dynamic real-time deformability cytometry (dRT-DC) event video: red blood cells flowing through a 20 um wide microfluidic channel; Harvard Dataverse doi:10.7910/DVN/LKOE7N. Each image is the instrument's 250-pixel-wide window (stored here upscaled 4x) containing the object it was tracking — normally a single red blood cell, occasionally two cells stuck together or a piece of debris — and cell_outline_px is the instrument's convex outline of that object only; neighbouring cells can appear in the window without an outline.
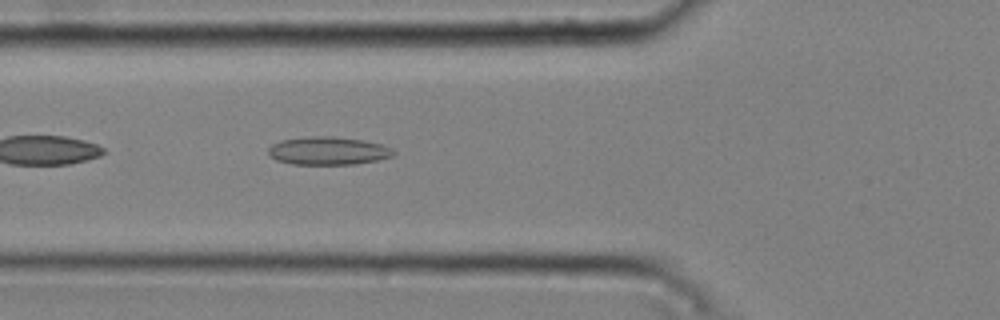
{"species": "common noctule bat (a hibernating species)", "species_latin": "Nyctalus noctula", "temperature_condition": "cold", "stored_images_in_passage": 34, "camera_frame_rate_fps": 3000, "um_per_image_px": 0.085, "animal": {"sex": "male", "body_mass_g": 20.4}, "frame": {"image": 1, "passage_image": 4, "time_ms": 1.0, "image_size_px": [1000, 320], "cell_outline_px": [[396, 152], [392, 156], [380, 160], [356, 164], [292, 164], [276, 160], [268, 152], [268, 148], [272, 144], [280, 140], [312, 136], [332, 136], [364, 140], [380, 144], [392, 148]], "centroid_in_image_um": [27.91, 12.82], "position_along_channel_um": 97.9, "area_um2": 20.52}}
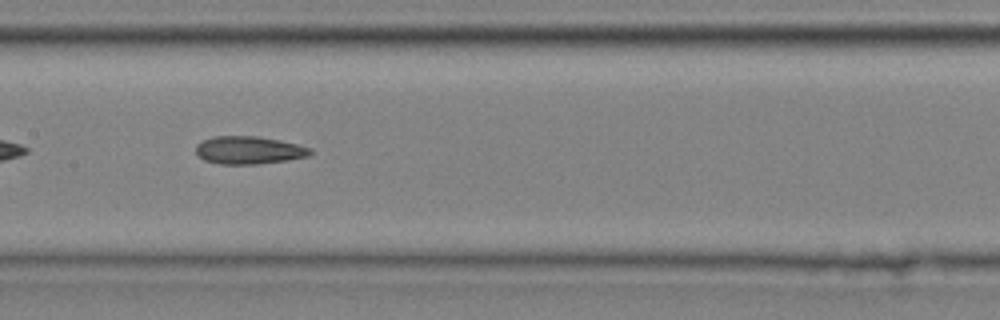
{"frame": {"image": 2, "passage_image": 11, "time_ms": 3.333, "image_size_px": [1000, 320], "cell_outline_px": [[312, 152], [308, 156], [288, 160], [256, 164], [220, 164], [204, 160], [196, 156], [196, 144], [212, 136], [256, 136], [280, 140], [312, 148]], "centroid_in_image_um": [21.13, 12.76], "position_along_channel_um": 186.3, "area_um2": 18.61}}
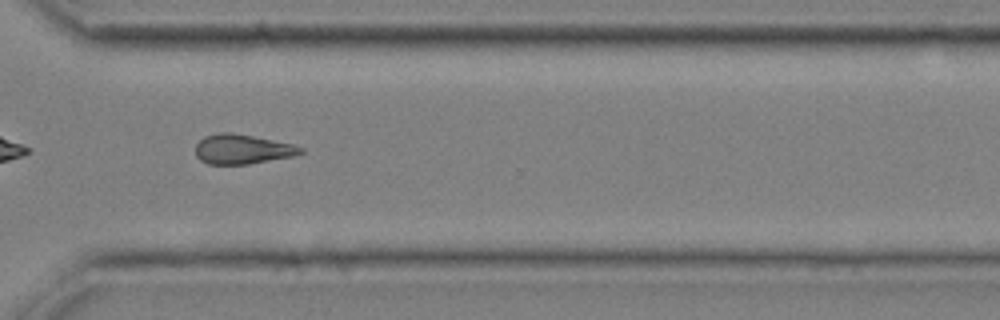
{"frame": {"image": 3, "passage_image": 24, "time_ms": 7.667, "image_size_px": [1000, 320], "cell_outline_px": [[304, 152], [296, 156], [248, 164], [208, 164], [200, 160], [196, 156], [196, 144], [204, 136], [216, 132], [232, 132], [292, 144], [304, 148]], "centroid_in_image_um": [20.59, 12.68], "position_along_channel_um": 350.0, "area_um2": 18.26}, "authors_computed_cell_mechanics": {"area_um2": 18.5249, "velocity_mm_per_s": 3.7738, "shape_relaxation_time_tau1_ms": null, "shape_relaxation_time_tau2_ms": 9.3233, "deformation_change_tau1": null, "deformation_change_tau2": 0.2046}}